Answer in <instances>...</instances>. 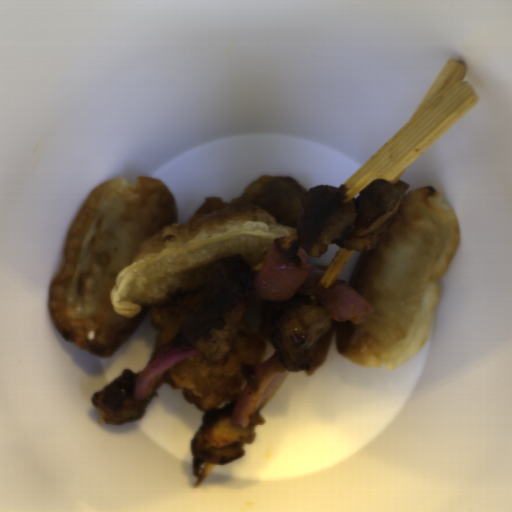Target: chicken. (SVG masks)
<instances>
[{
  "label": "chicken",
  "instance_id": "1",
  "mask_svg": "<svg viewBox=\"0 0 512 512\" xmlns=\"http://www.w3.org/2000/svg\"><path fill=\"white\" fill-rule=\"evenodd\" d=\"M277 303L263 300L255 332L242 318L226 357L211 366H200L202 354L186 358L169 369L161 381L180 391L185 401L200 411L216 409L226 401L237 402L257 366L264 362L267 343L274 344L272 314Z\"/></svg>",
  "mask_w": 512,
  "mask_h": 512
},
{
  "label": "chicken",
  "instance_id": "2",
  "mask_svg": "<svg viewBox=\"0 0 512 512\" xmlns=\"http://www.w3.org/2000/svg\"><path fill=\"white\" fill-rule=\"evenodd\" d=\"M307 191L309 190L294 176L262 175L232 201H223L221 196L205 197L192 216L218 213L238 205L251 204L266 209L274 216L277 225L297 228L302 196Z\"/></svg>",
  "mask_w": 512,
  "mask_h": 512
},
{
  "label": "chicken",
  "instance_id": "3",
  "mask_svg": "<svg viewBox=\"0 0 512 512\" xmlns=\"http://www.w3.org/2000/svg\"><path fill=\"white\" fill-rule=\"evenodd\" d=\"M150 322L156 330L154 353L181 333L180 326L168 307L152 308Z\"/></svg>",
  "mask_w": 512,
  "mask_h": 512
},
{
  "label": "chicken",
  "instance_id": "4",
  "mask_svg": "<svg viewBox=\"0 0 512 512\" xmlns=\"http://www.w3.org/2000/svg\"><path fill=\"white\" fill-rule=\"evenodd\" d=\"M337 324L338 321L334 320L333 325L331 329L328 331V333L318 340L316 358L313 361L310 368L303 372L307 373L308 375H311L315 373L317 369L321 366V364L324 362L326 356L328 355L331 349L334 333L337 330Z\"/></svg>",
  "mask_w": 512,
  "mask_h": 512
}]
</instances>
